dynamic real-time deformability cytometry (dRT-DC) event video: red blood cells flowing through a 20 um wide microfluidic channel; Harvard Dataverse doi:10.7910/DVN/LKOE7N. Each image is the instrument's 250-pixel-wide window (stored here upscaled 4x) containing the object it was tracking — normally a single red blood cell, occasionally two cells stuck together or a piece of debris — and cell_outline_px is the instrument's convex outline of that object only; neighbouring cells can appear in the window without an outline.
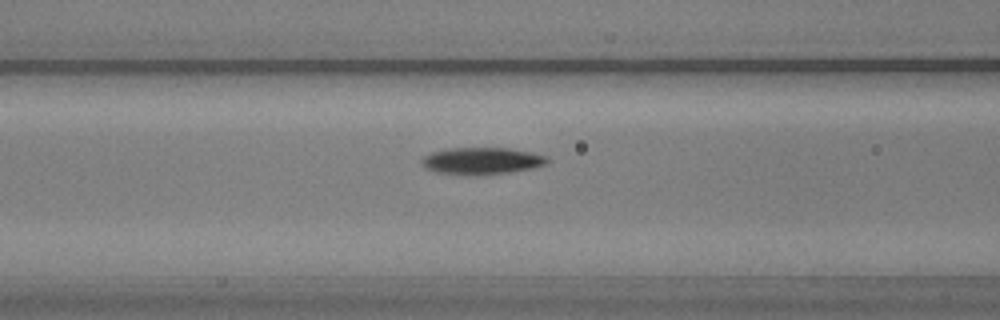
{"species": "common noctule bat (a hibernating species)", "species_latin": "Nyctalus noctula", "temperature_condition": "warm", "stored_images_in_passage": 41, "camera_frame_rate_fps": 3000, "um_per_image_px": 0.085, "animal": {"sex": "male", "body_mass_g": 20.5, "forearm_length_mm": 52.5}, "frame": {"image": 1, "passage_image": 9, "time_ms": 2.667, "image_size_px": [1000, 320], "cell_outline_px": [[548, 164], [532, 168], [508, 172], [472, 176], [464, 176], [436, 172], [424, 168], [420, 160], [424, 156], [432, 152], [448, 148], [508, 148], [548, 156]], "centroid_in_image_um": [40.9, 13.69], "position_along_channel_um": 125.7, "area_um2": 19.88}}
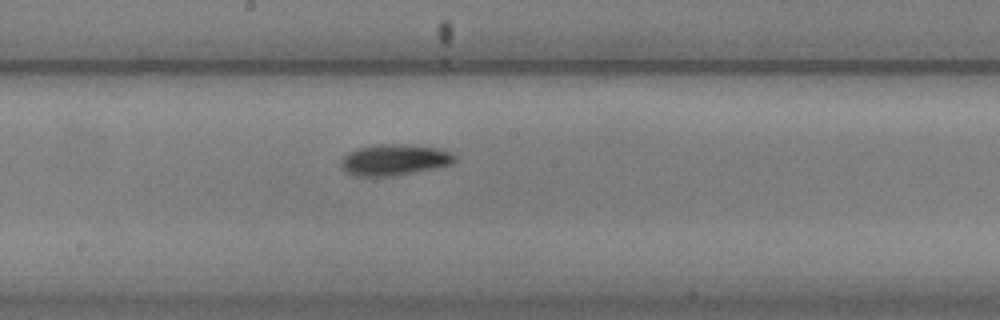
{"frame": {"image": 2, "passage_image": 16, "time_ms": 5.0, "image_size_px": [1000, 320], "cell_outline_px": [[456, 160], [452, 164], [436, 168], [396, 176], [356, 176], [344, 172], [340, 164], [340, 160], [348, 152], [356, 148], [376, 144], [404, 144], [440, 148], [456, 156]], "centroid_in_image_um": [33.5, 13.59], "position_along_channel_um": 214.7, "area_um2": 20.92}}
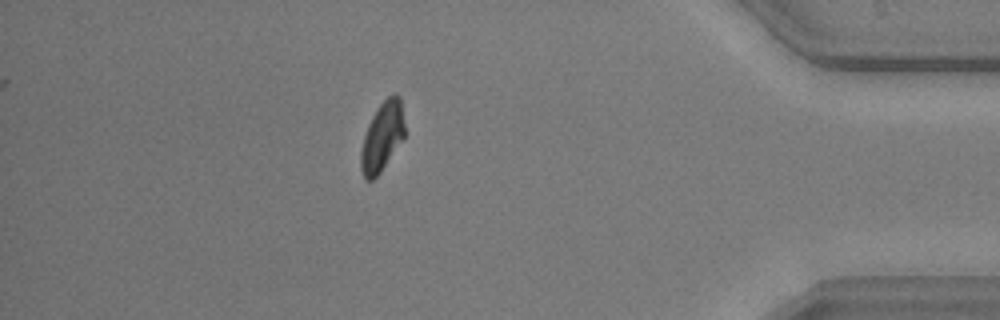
{"frame": {"image": 3, "passage_image": 34, "time_ms": 11.0, "image_size_px": [1000, 320], "cell_outline_px": [[404, 136], [380, 172], [372, 180], [364, 180], [360, 168], [360, 152], [364, 136], [368, 124], [372, 116], [380, 104], [392, 92], [396, 92], [400, 96], [404, 124]], "centroid_in_image_um": [32.46, 11.6], "position_along_channel_um": 402.7, "area_um2": 17.51}, "authors_computed_cell_mechanics": {"area_um2": 19.1318, "velocity_mm_per_s": 3.8104, "shape_relaxation_time_tau1_ms": 3.0867, "shape_relaxation_time_tau2_ms": 6.8528, "deformation_change_tau1": 0.1427, "deformation_change_tau2": 0.1073}}